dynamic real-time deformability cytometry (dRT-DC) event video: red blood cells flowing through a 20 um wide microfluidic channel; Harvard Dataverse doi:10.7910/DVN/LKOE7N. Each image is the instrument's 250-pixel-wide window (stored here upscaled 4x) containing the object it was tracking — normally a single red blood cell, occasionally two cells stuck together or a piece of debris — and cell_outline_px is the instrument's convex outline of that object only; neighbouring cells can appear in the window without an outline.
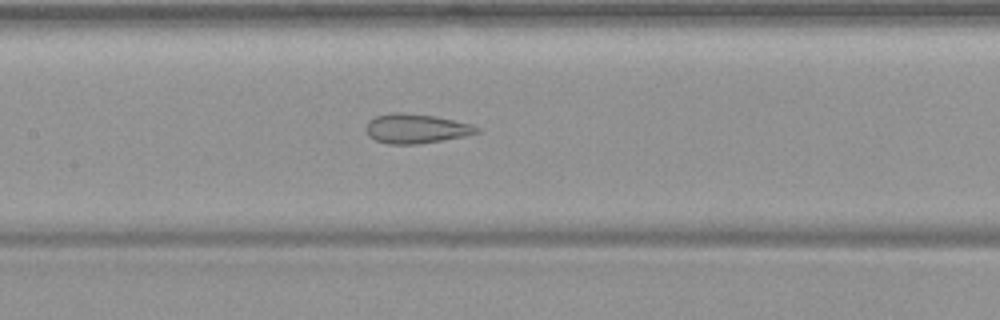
{"species": "common noctule bat (a hibernating species)", "species_latin": "Nyctalus noctula", "temperature_condition": "warm", "stored_images_in_passage": 23, "camera_frame_rate_fps": 3000, "um_per_image_px": 0.085, "animal": {"sex": "female", "body_mass_g": 19.9}, "frame": {"image": 1, "passage_image": 10, "time_ms": 3.0, "image_size_px": [1000, 320], "cell_outline_px": [[480, 132], [464, 136], [416, 144], [388, 144], [376, 140], [368, 136], [364, 128], [368, 120], [376, 116], [388, 112], [404, 112], [436, 116], [472, 124], [480, 128]], "centroid_in_image_um": [35.32, 10.91], "position_along_channel_um": 172.1, "area_um2": 19.19}}
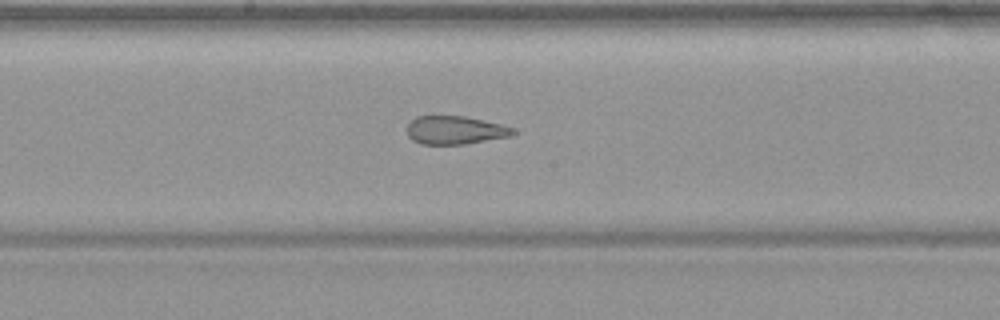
{"frame": {"image": 2, "passage_image": 13, "time_ms": 4.0, "image_size_px": [1000, 320], "cell_outline_px": [[520, 132], [508, 136], [464, 144], [420, 144], [412, 140], [408, 136], [408, 124], [416, 116], [464, 116], [500, 124], [516, 128]], "centroid_in_image_um": [38.7, 11.06], "position_along_channel_um": 209.5, "area_um2": 17.4}}
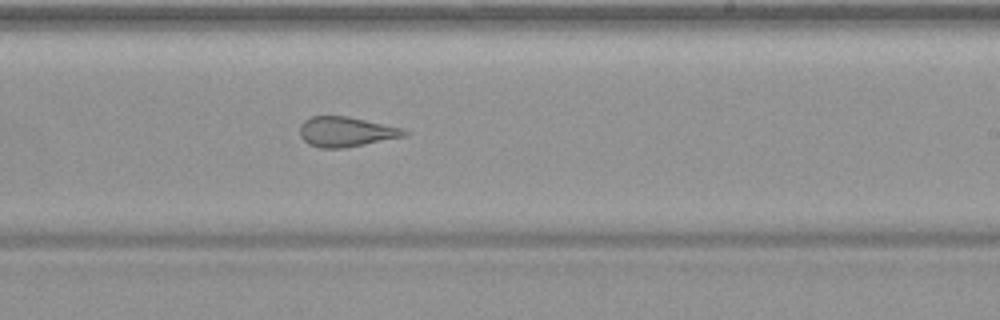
{"frame": {"image": 3, "passage_image": 17, "time_ms": 5.333, "image_size_px": [1000, 320], "cell_outline_px": [[408, 132], [404, 136], [344, 148], [320, 148], [308, 144], [300, 136], [300, 124], [304, 120], [312, 116], [348, 116], [404, 128]], "centroid_in_image_um": [29.38, 11.19], "position_along_channel_um": 259.6, "area_um2": 18.21}, "authors_computed_cell_mechanics": {"area_um2": 18.0914, "velocity_mm_per_s": 3.7671, "shape_relaxation_time_tau1_ms": null, "shape_relaxation_time_tau2_ms": 2.2994, "deformation_change_tau1": null, "deformation_change_tau2": 0.1188}}